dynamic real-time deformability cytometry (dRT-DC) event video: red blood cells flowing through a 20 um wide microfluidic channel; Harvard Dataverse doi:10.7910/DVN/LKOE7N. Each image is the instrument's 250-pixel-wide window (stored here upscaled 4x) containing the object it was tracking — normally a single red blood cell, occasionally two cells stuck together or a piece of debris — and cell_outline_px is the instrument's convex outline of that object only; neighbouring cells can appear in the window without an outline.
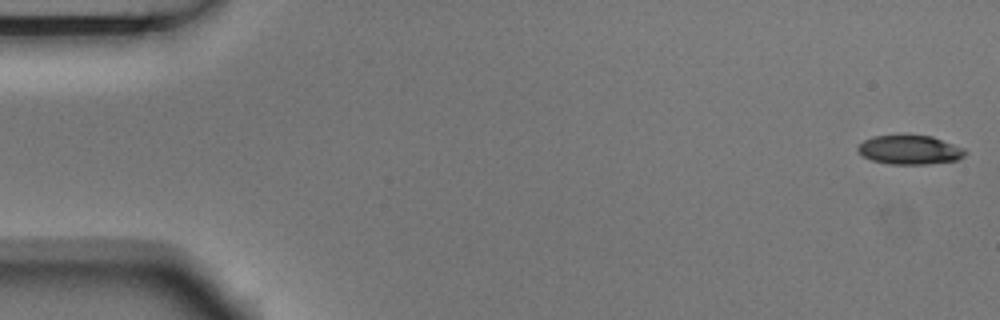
{"species": "Egyptian fruit bat (a non-hibernating species)", "species_latin": "Rousettus aegyptiacus", "temperature_condition": "room temperature", "stored_images_in_passage": 4, "camera_frame_rate_fps": 3000, "um_per_image_px": 0.085, "animal": {"sex": "male"}, "frame": {"image": 1, "passage_image": 1, "time_ms": 0.0, "image_size_px": [1000, 320], "cell_outline_px": [[968, 152], [964, 156], [956, 160], [928, 164], [888, 164], [872, 160], [856, 152], [856, 148], [864, 140], [872, 136], [932, 136], [964, 148]], "centroid_in_image_um": [77.32, 12.75], "position_along_channel_um": 7.7, "area_um2": 18.09}}
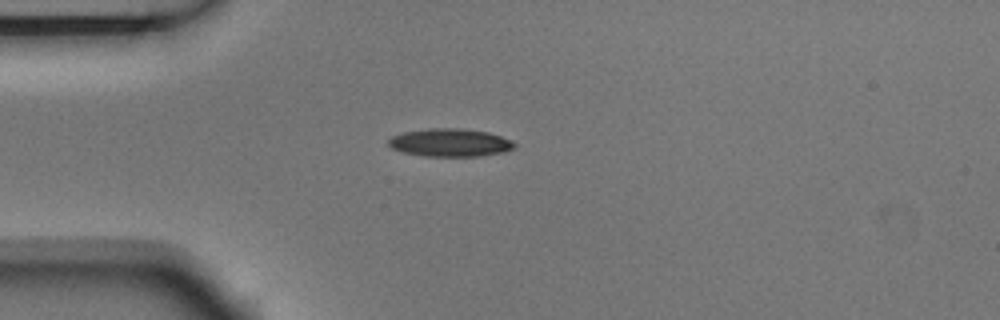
{"frame": {"image": 2, "passage_image": 4, "time_ms": 1.0, "image_size_px": [1000, 320], "cell_outline_px": [[516, 148], [504, 152], [480, 156], [424, 156], [404, 152], [392, 148], [388, 144], [388, 140], [392, 136], [404, 132], [428, 128], [460, 128], [488, 132], [512, 140], [516, 144]], "centroid_in_image_um": [38.29, 12.12], "position_along_channel_um": 46.7, "area_um2": 20.58}}